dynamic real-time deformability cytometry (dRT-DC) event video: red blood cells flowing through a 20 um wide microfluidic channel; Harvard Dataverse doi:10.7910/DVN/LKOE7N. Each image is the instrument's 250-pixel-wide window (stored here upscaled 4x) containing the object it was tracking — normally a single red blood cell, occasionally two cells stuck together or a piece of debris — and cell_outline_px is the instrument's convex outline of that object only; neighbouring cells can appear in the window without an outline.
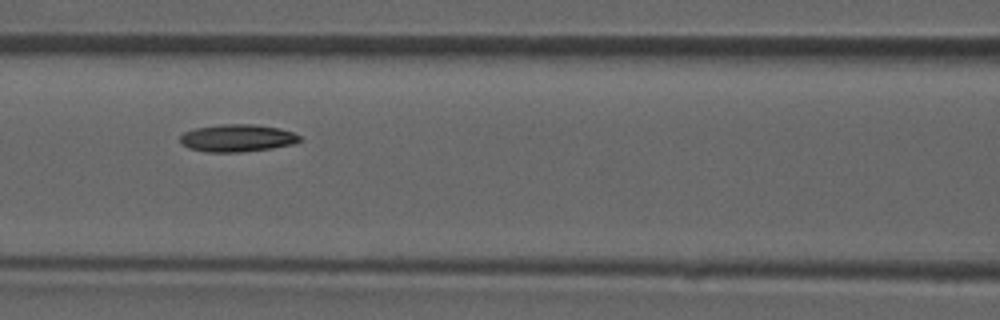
{"species": "common noctule bat (a hibernating species)", "species_latin": "Nyctalus noctula", "temperature_condition": "room temperature", "stored_images_in_passage": 43, "camera_frame_rate_fps": 3000, "um_per_image_px": 0.085, "animal": {"sex": "male", "forearm_length_mm": 52.5}, "frame": {"image": 1, "passage_image": 17, "time_ms": 5.333, "image_size_px": [1000, 320], "cell_outline_px": [[304, 140], [292, 144], [272, 148], [240, 152], [208, 152], [188, 148], [180, 144], [180, 136], [184, 132], [196, 128], [220, 124], [252, 124], [280, 128], [292, 132], [300, 136]], "centroid_in_image_um": [20.16, 11.73], "position_along_channel_um": 146.4, "area_um2": 19.19}}